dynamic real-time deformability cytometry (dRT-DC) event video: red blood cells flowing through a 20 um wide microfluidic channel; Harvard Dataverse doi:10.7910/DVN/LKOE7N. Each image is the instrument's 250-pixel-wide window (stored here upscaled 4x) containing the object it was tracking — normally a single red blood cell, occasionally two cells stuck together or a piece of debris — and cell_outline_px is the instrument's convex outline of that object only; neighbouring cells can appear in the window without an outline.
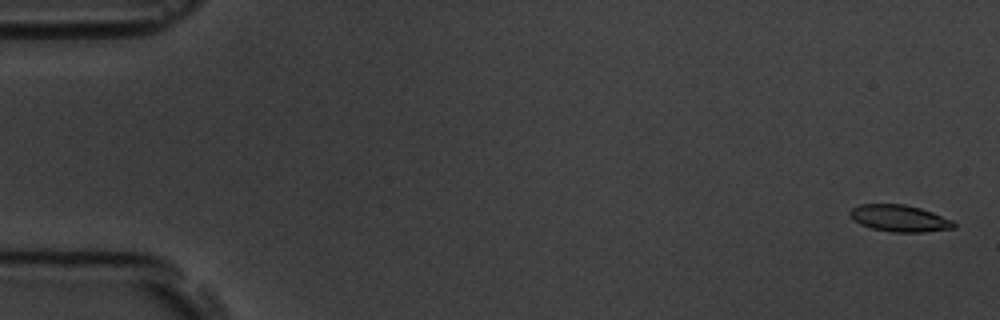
{"species": "common noctule bat (a hibernating species)", "species_latin": "Nyctalus noctula", "temperature_condition": "room temperature", "stored_images_in_passage": 6, "camera_frame_rate_fps": 3000, "um_per_image_px": 0.085, "animal": {"sex": "male", "body_mass_g": 19.5, "forearm_length_mm": 54.6}, "frame": {"image": 1, "passage_image": 1, "time_ms": 0.0, "image_size_px": [1000, 320], "cell_outline_px": [[956, 228], [924, 232], [892, 232], [872, 228], [860, 224], [852, 220], [848, 216], [848, 212], [852, 208], [860, 204], [904, 204], [920, 208], [932, 212], [952, 220], [956, 224]], "centroid_in_image_um": [76.43, 18.56], "position_along_channel_um": 8.6, "area_um2": 16.3}}
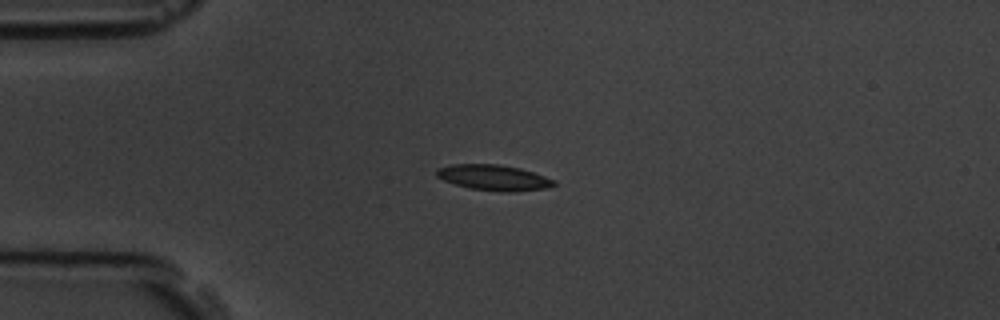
{"frame": {"image": 2, "passage_image": 5, "time_ms": 4.333, "image_size_px": [1000, 320], "cell_outline_px": [[556, 184], [548, 188], [512, 192], [500, 192], [468, 188], [444, 180], [436, 176], [436, 168], [452, 164], [500, 164], [520, 168], [556, 180]], "centroid_in_image_um": [41.97, 15.1], "position_along_channel_um": 43.0, "area_um2": 17.63}}